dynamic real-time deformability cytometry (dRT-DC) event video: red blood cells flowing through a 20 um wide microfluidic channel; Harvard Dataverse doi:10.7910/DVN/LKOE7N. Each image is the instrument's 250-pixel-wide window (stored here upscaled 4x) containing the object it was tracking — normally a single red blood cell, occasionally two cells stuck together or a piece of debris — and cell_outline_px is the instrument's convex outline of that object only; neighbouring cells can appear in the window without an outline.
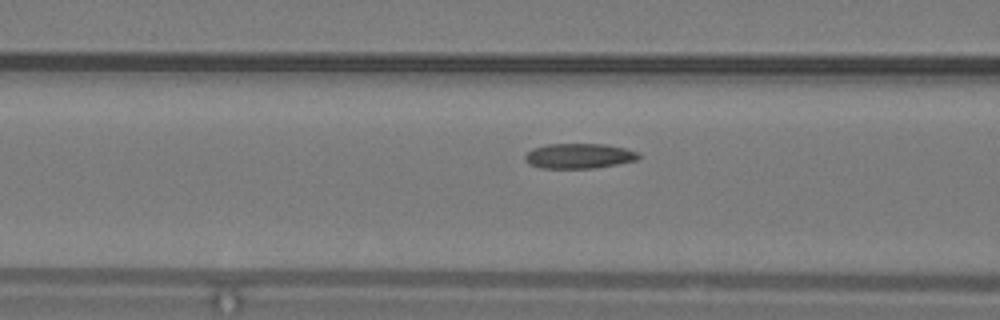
{"species": "common noctule bat (a hibernating species)", "species_latin": "Nyctalus noctula", "temperature_condition": "warm", "stored_images_in_passage": 17, "camera_frame_rate_fps": 3000, "um_per_image_px": 0.085, "animal": {"sex": "male", "body_mass_g": 19.2, "forearm_length_mm": 51.8}, "frame": {"image": 1, "passage_image": 15, "time_ms": 4.667, "image_size_px": [1000, 320], "cell_outline_px": [[640, 156], [636, 160], [616, 164], [592, 168], [540, 168], [528, 164], [524, 160], [524, 156], [532, 148], [548, 144], [604, 144], [624, 148], [636, 152]], "centroid_in_image_um": [49.15, 13.25], "position_along_channel_um": 117.5, "area_um2": 16.47}}